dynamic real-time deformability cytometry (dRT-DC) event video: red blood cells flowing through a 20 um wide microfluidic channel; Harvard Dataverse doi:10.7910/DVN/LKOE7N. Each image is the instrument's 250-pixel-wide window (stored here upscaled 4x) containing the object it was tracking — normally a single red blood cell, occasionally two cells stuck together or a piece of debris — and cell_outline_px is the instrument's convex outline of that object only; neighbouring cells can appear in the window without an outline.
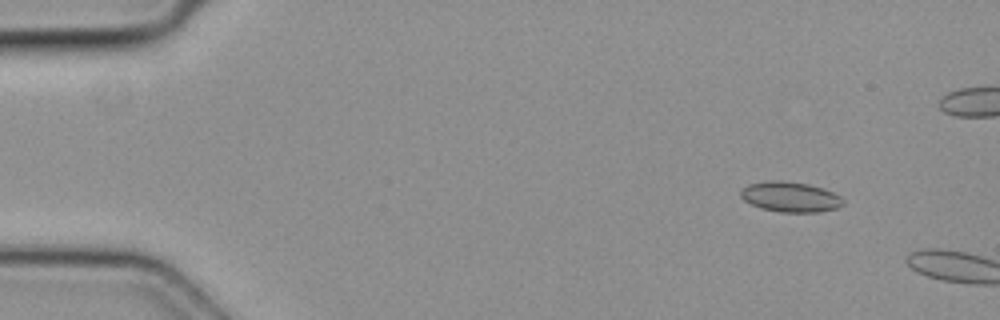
{"species": "common noctule bat (a hibernating species)", "species_latin": "Nyctalus noctula", "temperature_condition": "cold", "stored_images_in_passage": 2, "camera_frame_rate_fps": 3000, "um_per_image_px": 0.085, "animal": {"sex": "female", "body_mass_g": 19.3, "forearm_length_mm": 54.1}, "frame": {"image": 1, "passage_image": 1, "time_ms": 0.0, "image_size_px": [1000, 320], "cell_outline_px": [[844, 204], [836, 208], [820, 212], [780, 212], [760, 208], [744, 200], [740, 196], [740, 192], [748, 184], [772, 180], [780, 180], [808, 184], [824, 188], [840, 196], [844, 200]], "centroid_in_image_um": [67.19, 16.74], "position_along_channel_um": 17.8, "area_um2": 18.03}}